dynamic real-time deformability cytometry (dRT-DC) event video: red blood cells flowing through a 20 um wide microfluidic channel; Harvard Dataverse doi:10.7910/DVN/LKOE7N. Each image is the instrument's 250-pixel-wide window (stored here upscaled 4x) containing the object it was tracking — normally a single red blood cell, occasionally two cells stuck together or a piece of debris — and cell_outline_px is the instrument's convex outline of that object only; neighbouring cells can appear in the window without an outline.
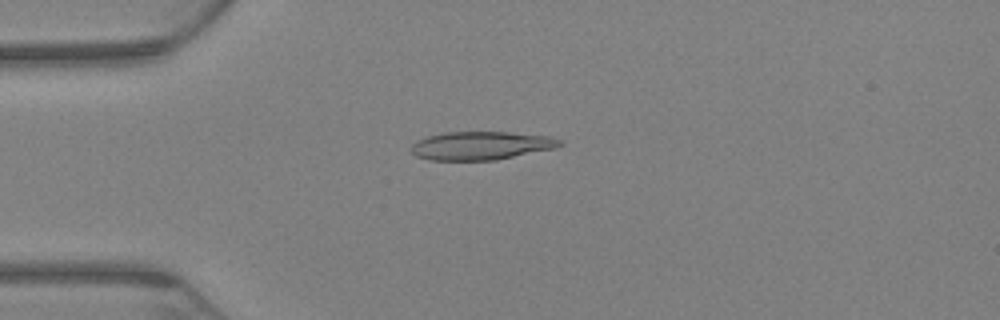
{"species": "Egyptian fruit bat (a non-hibernating species)", "species_latin": "Rousettus aegyptiacus", "temperature_condition": "warm", "stored_images_in_passage": 56, "camera_frame_rate_fps": 3000, "um_per_image_px": 0.085, "animal": {"sex": "female"}, "frame": {"image": 1, "passage_image": 6, "time_ms": 1.667, "image_size_px": [1000, 320], "cell_outline_px": [[564, 144], [556, 148], [496, 160], [432, 160], [416, 156], [412, 152], [412, 144], [416, 140], [428, 136], [444, 132], [508, 132], [552, 136], [564, 140]], "centroid_in_image_um": [40.95, 12.37], "position_along_channel_um": 44.1, "area_um2": 24.74}}
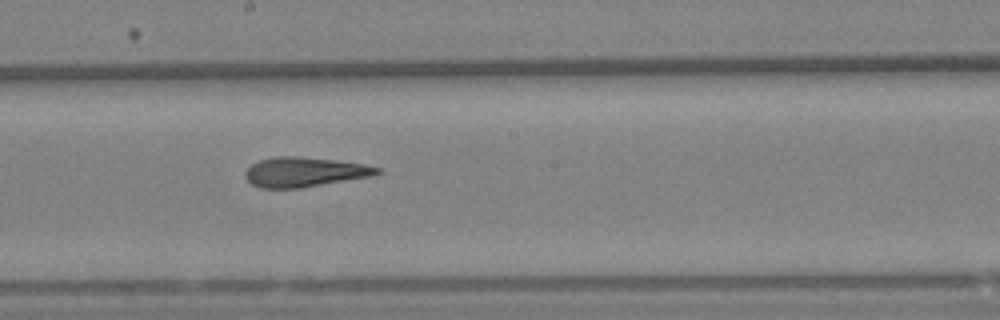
{"frame": {"image": 2, "passage_image": 26, "time_ms": 8.333, "image_size_px": [1000, 320], "cell_outline_px": [[384, 172], [372, 176], [300, 188], [260, 188], [252, 184], [244, 176], [244, 172], [252, 164], [260, 160], [276, 156], [300, 156], [336, 160], [364, 164], [380, 168]], "centroid_in_image_um": [25.89, 14.62], "position_along_channel_um": 222.3, "area_um2": 22.89}}
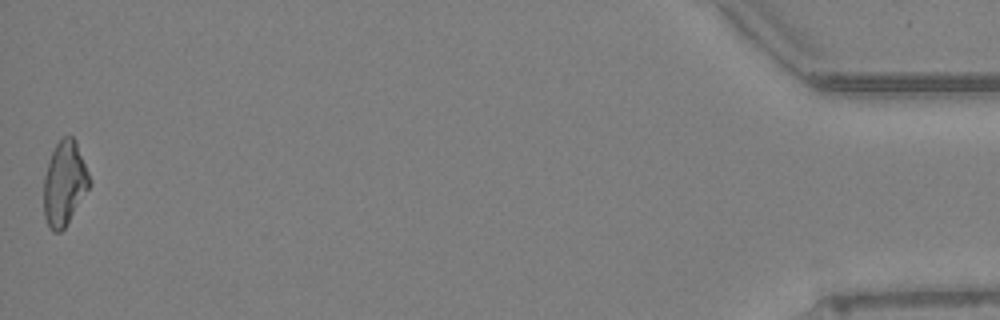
{"frame": {"image": 3, "passage_image": 56, "time_ms": 18.333, "image_size_px": [1000, 320], "cell_outline_px": [[92, 184], [64, 228], [60, 232], [52, 232], [48, 228], [44, 216], [44, 176], [52, 152], [56, 144], [64, 136], [72, 136], [76, 140], [92, 180]], "centroid_in_image_um": [5.49, 15.6], "position_along_channel_um": 429.7, "area_um2": 22.6}, "authors_computed_cell_mechanics": {"area_um2": 23.1778, "velocity_mm_per_s": 3.0111, "shape_relaxation_time_tau1_ms": null, "shape_relaxation_time_tau2_ms": 4.1109, "deformation_change_tau1": null, "deformation_change_tau2": 0.1597}}